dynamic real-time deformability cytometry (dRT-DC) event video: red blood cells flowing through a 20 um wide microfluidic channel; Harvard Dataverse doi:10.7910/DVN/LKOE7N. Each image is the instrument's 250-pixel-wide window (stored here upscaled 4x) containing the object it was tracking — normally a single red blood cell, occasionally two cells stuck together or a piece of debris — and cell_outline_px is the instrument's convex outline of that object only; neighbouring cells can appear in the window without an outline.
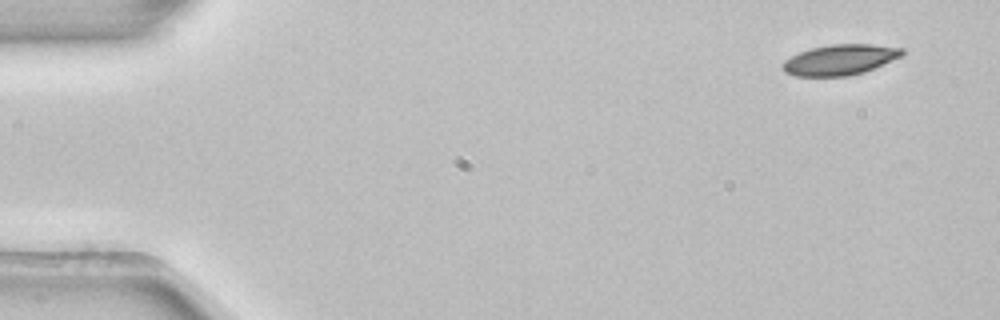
{"species": "common noctule bat (a hibernating species)", "species_latin": "Nyctalus noctula", "temperature_condition": "room temperature", "stored_images_in_passage": 4, "camera_frame_rate_fps": 3000, "um_per_image_px": 0.085, "animal": {"sex": "female", "body_mass_g": 22.7, "forearm_length_mm": 54.2}, "frame": {"image": 1, "passage_image": 1, "time_ms": 0.0, "image_size_px": [1000, 320], "cell_outline_px": [[904, 52], [900, 56], [864, 72], [848, 76], [796, 76], [784, 72], [780, 64], [784, 60], [800, 52], [812, 48], [832, 44], [872, 44], [904, 48]], "centroid_in_image_um": [71.36, 5.08], "position_along_channel_um": 13.6, "area_um2": 21.1}}